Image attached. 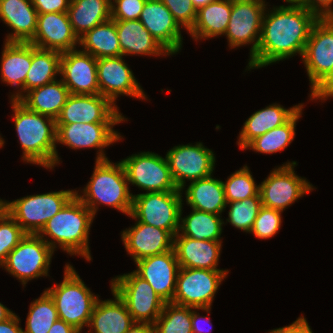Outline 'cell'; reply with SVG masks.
I'll return each mask as SVG.
<instances>
[{"label":"cell","instance_id":"obj_46","mask_svg":"<svg viewBox=\"0 0 333 333\" xmlns=\"http://www.w3.org/2000/svg\"><path fill=\"white\" fill-rule=\"evenodd\" d=\"M295 3L305 7L318 19H333V0H296Z\"/></svg>","mask_w":333,"mask_h":333},{"label":"cell","instance_id":"obj_24","mask_svg":"<svg viewBox=\"0 0 333 333\" xmlns=\"http://www.w3.org/2000/svg\"><path fill=\"white\" fill-rule=\"evenodd\" d=\"M221 248L222 241L196 240L180 232L174 236L173 249L179 267L221 270L217 268Z\"/></svg>","mask_w":333,"mask_h":333},{"label":"cell","instance_id":"obj_50","mask_svg":"<svg viewBox=\"0 0 333 333\" xmlns=\"http://www.w3.org/2000/svg\"><path fill=\"white\" fill-rule=\"evenodd\" d=\"M333 97V73L312 93L310 100H328Z\"/></svg>","mask_w":333,"mask_h":333},{"label":"cell","instance_id":"obj_16","mask_svg":"<svg viewBox=\"0 0 333 333\" xmlns=\"http://www.w3.org/2000/svg\"><path fill=\"white\" fill-rule=\"evenodd\" d=\"M55 121L56 124L122 123L127 119L117 105L101 94H70Z\"/></svg>","mask_w":333,"mask_h":333},{"label":"cell","instance_id":"obj_3","mask_svg":"<svg viewBox=\"0 0 333 333\" xmlns=\"http://www.w3.org/2000/svg\"><path fill=\"white\" fill-rule=\"evenodd\" d=\"M91 210L76 196L51 219L38 235L55 251L58 246L69 255H81L92 260L89 249V232L94 219ZM52 240H48L47 237Z\"/></svg>","mask_w":333,"mask_h":333},{"label":"cell","instance_id":"obj_19","mask_svg":"<svg viewBox=\"0 0 333 333\" xmlns=\"http://www.w3.org/2000/svg\"><path fill=\"white\" fill-rule=\"evenodd\" d=\"M60 75L70 94H99L97 59L82 50L63 52Z\"/></svg>","mask_w":333,"mask_h":333},{"label":"cell","instance_id":"obj_31","mask_svg":"<svg viewBox=\"0 0 333 333\" xmlns=\"http://www.w3.org/2000/svg\"><path fill=\"white\" fill-rule=\"evenodd\" d=\"M185 197L191 208L216 215H221L227 206L222 180L212 175L190 182Z\"/></svg>","mask_w":333,"mask_h":333},{"label":"cell","instance_id":"obj_57","mask_svg":"<svg viewBox=\"0 0 333 333\" xmlns=\"http://www.w3.org/2000/svg\"><path fill=\"white\" fill-rule=\"evenodd\" d=\"M283 1L287 3V2H295L296 0H283Z\"/></svg>","mask_w":333,"mask_h":333},{"label":"cell","instance_id":"obj_55","mask_svg":"<svg viewBox=\"0 0 333 333\" xmlns=\"http://www.w3.org/2000/svg\"><path fill=\"white\" fill-rule=\"evenodd\" d=\"M213 1H215V0H192V3L194 5L195 9L198 11L201 7H204Z\"/></svg>","mask_w":333,"mask_h":333},{"label":"cell","instance_id":"obj_9","mask_svg":"<svg viewBox=\"0 0 333 333\" xmlns=\"http://www.w3.org/2000/svg\"><path fill=\"white\" fill-rule=\"evenodd\" d=\"M110 286L124 301L135 322L154 324L166 303L134 271L113 278Z\"/></svg>","mask_w":333,"mask_h":333},{"label":"cell","instance_id":"obj_1","mask_svg":"<svg viewBox=\"0 0 333 333\" xmlns=\"http://www.w3.org/2000/svg\"><path fill=\"white\" fill-rule=\"evenodd\" d=\"M274 6L262 19L258 48L249 58L248 71L300 54L303 56L313 25L318 18L302 5L287 2Z\"/></svg>","mask_w":333,"mask_h":333},{"label":"cell","instance_id":"obj_21","mask_svg":"<svg viewBox=\"0 0 333 333\" xmlns=\"http://www.w3.org/2000/svg\"><path fill=\"white\" fill-rule=\"evenodd\" d=\"M138 20L170 55L181 50L182 28L160 0H146Z\"/></svg>","mask_w":333,"mask_h":333},{"label":"cell","instance_id":"obj_51","mask_svg":"<svg viewBox=\"0 0 333 333\" xmlns=\"http://www.w3.org/2000/svg\"><path fill=\"white\" fill-rule=\"evenodd\" d=\"M19 325L20 318L14 313L6 321L0 323V333H23V329Z\"/></svg>","mask_w":333,"mask_h":333},{"label":"cell","instance_id":"obj_43","mask_svg":"<svg viewBox=\"0 0 333 333\" xmlns=\"http://www.w3.org/2000/svg\"><path fill=\"white\" fill-rule=\"evenodd\" d=\"M283 211L261 206L250 233L258 239H269L281 228Z\"/></svg>","mask_w":333,"mask_h":333},{"label":"cell","instance_id":"obj_53","mask_svg":"<svg viewBox=\"0 0 333 333\" xmlns=\"http://www.w3.org/2000/svg\"><path fill=\"white\" fill-rule=\"evenodd\" d=\"M126 333H155L154 324L135 322Z\"/></svg>","mask_w":333,"mask_h":333},{"label":"cell","instance_id":"obj_39","mask_svg":"<svg viewBox=\"0 0 333 333\" xmlns=\"http://www.w3.org/2000/svg\"><path fill=\"white\" fill-rule=\"evenodd\" d=\"M155 333H193L191 307L165 303L154 323Z\"/></svg>","mask_w":333,"mask_h":333},{"label":"cell","instance_id":"obj_28","mask_svg":"<svg viewBox=\"0 0 333 333\" xmlns=\"http://www.w3.org/2000/svg\"><path fill=\"white\" fill-rule=\"evenodd\" d=\"M123 56L170 55L139 20H114Z\"/></svg>","mask_w":333,"mask_h":333},{"label":"cell","instance_id":"obj_26","mask_svg":"<svg viewBox=\"0 0 333 333\" xmlns=\"http://www.w3.org/2000/svg\"><path fill=\"white\" fill-rule=\"evenodd\" d=\"M32 62V44L5 42L1 57V80L20 88L11 99L20 100L25 95V78ZM20 91V92H19Z\"/></svg>","mask_w":333,"mask_h":333},{"label":"cell","instance_id":"obj_45","mask_svg":"<svg viewBox=\"0 0 333 333\" xmlns=\"http://www.w3.org/2000/svg\"><path fill=\"white\" fill-rule=\"evenodd\" d=\"M146 0H111L112 20H138Z\"/></svg>","mask_w":333,"mask_h":333},{"label":"cell","instance_id":"obj_25","mask_svg":"<svg viewBox=\"0 0 333 333\" xmlns=\"http://www.w3.org/2000/svg\"><path fill=\"white\" fill-rule=\"evenodd\" d=\"M37 16L31 0H0V18L13 30L4 42L30 43L37 29Z\"/></svg>","mask_w":333,"mask_h":333},{"label":"cell","instance_id":"obj_34","mask_svg":"<svg viewBox=\"0 0 333 333\" xmlns=\"http://www.w3.org/2000/svg\"><path fill=\"white\" fill-rule=\"evenodd\" d=\"M80 45L82 51L91 54L96 59L122 55L116 23L112 19L87 31L79 38Z\"/></svg>","mask_w":333,"mask_h":333},{"label":"cell","instance_id":"obj_8","mask_svg":"<svg viewBox=\"0 0 333 333\" xmlns=\"http://www.w3.org/2000/svg\"><path fill=\"white\" fill-rule=\"evenodd\" d=\"M53 253L54 250L38 234H26L9 252L1 267L25 286L29 280L48 276Z\"/></svg>","mask_w":333,"mask_h":333},{"label":"cell","instance_id":"obj_48","mask_svg":"<svg viewBox=\"0 0 333 333\" xmlns=\"http://www.w3.org/2000/svg\"><path fill=\"white\" fill-rule=\"evenodd\" d=\"M269 333H313V331L306 318L301 315L292 324L270 330Z\"/></svg>","mask_w":333,"mask_h":333},{"label":"cell","instance_id":"obj_52","mask_svg":"<svg viewBox=\"0 0 333 333\" xmlns=\"http://www.w3.org/2000/svg\"><path fill=\"white\" fill-rule=\"evenodd\" d=\"M48 333H81L74 326L66 323L65 321L58 319L54 322Z\"/></svg>","mask_w":333,"mask_h":333},{"label":"cell","instance_id":"obj_13","mask_svg":"<svg viewBox=\"0 0 333 333\" xmlns=\"http://www.w3.org/2000/svg\"><path fill=\"white\" fill-rule=\"evenodd\" d=\"M129 184L146 192L177 191L166 157L153 152H140L120 161Z\"/></svg>","mask_w":333,"mask_h":333},{"label":"cell","instance_id":"obj_4","mask_svg":"<svg viewBox=\"0 0 333 333\" xmlns=\"http://www.w3.org/2000/svg\"><path fill=\"white\" fill-rule=\"evenodd\" d=\"M129 183L121 162L110 160L96 161L93 174L83 195L76 196L96 215L98 205H106L130 215L133 205V194L130 193Z\"/></svg>","mask_w":333,"mask_h":333},{"label":"cell","instance_id":"obj_37","mask_svg":"<svg viewBox=\"0 0 333 333\" xmlns=\"http://www.w3.org/2000/svg\"><path fill=\"white\" fill-rule=\"evenodd\" d=\"M303 106L283 125L253 139L244 149L264 154L280 152L294 140L296 122L302 116Z\"/></svg>","mask_w":333,"mask_h":333},{"label":"cell","instance_id":"obj_49","mask_svg":"<svg viewBox=\"0 0 333 333\" xmlns=\"http://www.w3.org/2000/svg\"><path fill=\"white\" fill-rule=\"evenodd\" d=\"M197 310H203V311H206L207 312V315L209 316L210 314V310H211V307L210 308H193L191 307V325H192V332L193 333H210L212 332V327L208 328L207 330L206 329H203L201 326H200V322L201 323H205V324H211V321H210V318L206 317V316H200L199 313H197ZM195 310V311H194ZM209 313V314H208ZM210 326V325H209Z\"/></svg>","mask_w":333,"mask_h":333},{"label":"cell","instance_id":"obj_47","mask_svg":"<svg viewBox=\"0 0 333 333\" xmlns=\"http://www.w3.org/2000/svg\"><path fill=\"white\" fill-rule=\"evenodd\" d=\"M38 14L68 12L71 0H31Z\"/></svg>","mask_w":333,"mask_h":333},{"label":"cell","instance_id":"obj_30","mask_svg":"<svg viewBox=\"0 0 333 333\" xmlns=\"http://www.w3.org/2000/svg\"><path fill=\"white\" fill-rule=\"evenodd\" d=\"M232 0H215L197 11L194 26L189 31L195 41L224 35L230 20Z\"/></svg>","mask_w":333,"mask_h":333},{"label":"cell","instance_id":"obj_32","mask_svg":"<svg viewBox=\"0 0 333 333\" xmlns=\"http://www.w3.org/2000/svg\"><path fill=\"white\" fill-rule=\"evenodd\" d=\"M69 95L60 79L28 91L19 101L29 110L56 120Z\"/></svg>","mask_w":333,"mask_h":333},{"label":"cell","instance_id":"obj_14","mask_svg":"<svg viewBox=\"0 0 333 333\" xmlns=\"http://www.w3.org/2000/svg\"><path fill=\"white\" fill-rule=\"evenodd\" d=\"M172 179L179 190L185 188L186 179L190 182L213 175L215 155L202 142L195 145H178L166 154Z\"/></svg>","mask_w":333,"mask_h":333},{"label":"cell","instance_id":"obj_33","mask_svg":"<svg viewBox=\"0 0 333 333\" xmlns=\"http://www.w3.org/2000/svg\"><path fill=\"white\" fill-rule=\"evenodd\" d=\"M111 0H71L68 15L78 38L111 19Z\"/></svg>","mask_w":333,"mask_h":333},{"label":"cell","instance_id":"obj_15","mask_svg":"<svg viewBox=\"0 0 333 333\" xmlns=\"http://www.w3.org/2000/svg\"><path fill=\"white\" fill-rule=\"evenodd\" d=\"M266 6L265 0H232L230 20L224 34L231 49L252 44L250 57L256 52Z\"/></svg>","mask_w":333,"mask_h":333},{"label":"cell","instance_id":"obj_20","mask_svg":"<svg viewBox=\"0 0 333 333\" xmlns=\"http://www.w3.org/2000/svg\"><path fill=\"white\" fill-rule=\"evenodd\" d=\"M135 264L137 269L134 272L146 280L166 303L172 302L180 268L174 249L142 258Z\"/></svg>","mask_w":333,"mask_h":333},{"label":"cell","instance_id":"obj_11","mask_svg":"<svg viewBox=\"0 0 333 333\" xmlns=\"http://www.w3.org/2000/svg\"><path fill=\"white\" fill-rule=\"evenodd\" d=\"M296 161L273 169L268 177L259 184V194L262 205L268 208L285 210L304 194L313 189L305 178L295 174Z\"/></svg>","mask_w":333,"mask_h":333},{"label":"cell","instance_id":"obj_35","mask_svg":"<svg viewBox=\"0 0 333 333\" xmlns=\"http://www.w3.org/2000/svg\"><path fill=\"white\" fill-rule=\"evenodd\" d=\"M61 52L32 45V62L25 78V92L56 80L60 74Z\"/></svg>","mask_w":333,"mask_h":333},{"label":"cell","instance_id":"obj_36","mask_svg":"<svg viewBox=\"0 0 333 333\" xmlns=\"http://www.w3.org/2000/svg\"><path fill=\"white\" fill-rule=\"evenodd\" d=\"M224 221L221 215L207 213L192 208L186 217H180L179 232L196 240L222 241V227Z\"/></svg>","mask_w":333,"mask_h":333},{"label":"cell","instance_id":"obj_18","mask_svg":"<svg viewBox=\"0 0 333 333\" xmlns=\"http://www.w3.org/2000/svg\"><path fill=\"white\" fill-rule=\"evenodd\" d=\"M97 79L99 94L108 98L114 105L119 95L142 100L147 98L132 70L125 63L123 55L97 59Z\"/></svg>","mask_w":333,"mask_h":333},{"label":"cell","instance_id":"obj_41","mask_svg":"<svg viewBox=\"0 0 333 333\" xmlns=\"http://www.w3.org/2000/svg\"><path fill=\"white\" fill-rule=\"evenodd\" d=\"M227 205L230 208L226 221L233 227L250 233L259 209L262 206L260 194L258 193L256 196L245 200L229 202Z\"/></svg>","mask_w":333,"mask_h":333},{"label":"cell","instance_id":"obj_10","mask_svg":"<svg viewBox=\"0 0 333 333\" xmlns=\"http://www.w3.org/2000/svg\"><path fill=\"white\" fill-rule=\"evenodd\" d=\"M229 270L180 267L171 303L193 308H210L221 282Z\"/></svg>","mask_w":333,"mask_h":333},{"label":"cell","instance_id":"obj_44","mask_svg":"<svg viewBox=\"0 0 333 333\" xmlns=\"http://www.w3.org/2000/svg\"><path fill=\"white\" fill-rule=\"evenodd\" d=\"M171 11L174 20L187 32L194 26L197 10L192 0H160Z\"/></svg>","mask_w":333,"mask_h":333},{"label":"cell","instance_id":"obj_7","mask_svg":"<svg viewBox=\"0 0 333 333\" xmlns=\"http://www.w3.org/2000/svg\"><path fill=\"white\" fill-rule=\"evenodd\" d=\"M182 190L148 192L133 195L129 217L137 221L169 231L173 236L179 232L182 216Z\"/></svg>","mask_w":333,"mask_h":333},{"label":"cell","instance_id":"obj_58","mask_svg":"<svg viewBox=\"0 0 333 333\" xmlns=\"http://www.w3.org/2000/svg\"><path fill=\"white\" fill-rule=\"evenodd\" d=\"M2 207V199L0 198V208Z\"/></svg>","mask_w":333,"mask_h":333},{"label":"cell","instance_id":"obj_29","mask_svg":"<svg viewBox=\"0 0 333 333\" xmlns=\"http://www.w3.org/2000/svg\"><path fill=\"white\" fill-rule=\"evenodd\" d=\"M302 106L304 105L300 103L286 109L280 104L273 103L254 112L245 121L241 132H239L237 145L241 150H244L253 139L286 123Z\"/></svg>","mask_w":333,"mask_h":333},{"label":"cell","instance_id":"obj_23","mask_svg":"<svg viewBox=\"0 0 333 333\" xmlns=\"http://www.w3.org/2000/svg\"><path fill=\"white\" fill-rule=\"evenodd\" d=\"M121 236L125 250L134 262L173 249L174 236L169 231L139 221L123 230Z\"/></svg>","mask_w":333,"mask_h":333},{"label":"cell","instance_id":"obj_54","mask_svg":"<svg viewBox=\"0 0 333 333\" xmlns=\"http://www.w3.org/2000/svg\"><path fill=\"white\" fill-rule=\"evenodd\" d=\"M14 314L13 311L8 309L5 305L0 302V323L6 321Z\"/></svg>","mask_w":333,"mask_h":333},{"label":"cell","instance_id":"obj_27","mask_svg":"<svg viewBox=\"0 0 333 333\" xmlns=\"http://www.w3.org/2000/svg\"><path fill=\"white\" fill-rule=\"evenodd\" d=\"M114 300H100L94 305L87 333H126L135 323L126 304L111 289Z\"/></svg>","mask_w":333,"mask_h":333},{"label":"cell","instance_id":"obj_12","mask_svg":"<svg viewBox=\"0 0 333 333\" xmlns=\"http://www.w3.org/2000/svg\"><path fill=\"white\" fill-rule=\"evenodd\" d=\"M302 61L312 94L333 73V19H318L313 25Z\"/></svg>","mask_w":333,"mask_h":333},{"label":"cell","instance_id":"obj_2","mask_svg":"<svg viewBox=\"0 0 333 333\" xmlns=\"http://www.w3.org/2000/svg\"><path fill=\"white\" fill-rule=\"evenodd\" d=\"M11 103L15 129L23 150L22 160L47 169L59 165L55 119L29 110L19 100L11 99Z\"/></svg>","mask_w":333,"mask_h":333},{"label":"cell","instance_id":"obj_38","mask_svg":"<svg viewBox=\"0 0 333 333\" xmlns=\"http://www.w3.org/2000/svg\"><path fill=\"white\" fill-rule=\"evenodd\" d=\"M58 319L53 299L43 291L42 295L30 304L23 333H48Z\"/></svg>","mask_w":333,"mask_h":333},{"label":"cell","instance_id":"obj_6","mask_svg":"<svg viewBox=\"0 0 333 333\" xmlns=\"http://www.w3.org/2000/svg\"><path fill=\"white\" fill-rule=\"evenodd\" d=\"M75 194L76 190H61L27 195L11 202L2 200V208L26 234H38Z\"/></svg>","mask_w":333,"mask_h":333},{"label":"cell","instance_id":"obj_22","mask_svg":"<svg viewBox=\"0 0 333 333\" xmlns=\"http://www.w3.org/2000/svg\"><path fill=\"white\" fill-rule=\"evenodd\" d=\"M39 49L66 52L76 49L79 38L74 33L68 12L37 16V29L30 42Z\"/></svg>","mask_w":333,"mask_h":333},{"label":"cell","instance_id":"obj_56","mask_svg":"<svg viewBox=\"0 0 333 333\" xmlns=\"http://www.w3.org/2000/svg\"><path fill=\"white\" fill-rule=\"evenodd\" d=\"M5 142H4V139L1 137L0 135V148L3 147Z\"/></svg>","mask_w":333,"mask_h":333},{"label":"cell","instance_id":"obj_17","mask_svg":"<svg viewBox=\"0 0 333 333\" xmlns=\"http://www.w3.org/2000/svg\"><path fill=\"white\" fill-rule=\"evenodd\" d=\"M118 123H72L56 124V143L71 149L97 148L95 161L108 160L105 147L123 139L113 127Z\"/></svg>","mask_w":333,"mask_h":333},{"label":"cell","instance_id":"obj_5","mask_svg":"<svg viewBox=\"0 0 333 333\" xmlns=\"http://www.w3.org/2000/svg\"><path fill=\"white\" fill-rule=\"evenodd\" d=\"M64 268L63 281L45 291L53 299L59 319L82 332L90 323L98 296L85 285L72 265L67 264Z\"/></svg>","mask_w":333,"mask_h":333},{"label":"cell","instance_id":"obj_40","mask_svg":"<svg viewBox=\"0 0 333 333\" xmlns=\"http://www.w3.org/2000/svg\"><path fill=\"white\" fill-rule=\"evenodd\" d=\"M222 183L227 203L245 200L259 193V185L255 183L247 165L235 171Z\"/></svg>","mask_w":333,"mask_h":333},{"label":"cell","instance_id":"obj_42","mask_svg":"<svg viewBox=\"0 0 333 333\" xmlns=\"http://www.w3.org/2000/svg\"><path fill=\"white\" fill-rule=\"evenodd\" d=\"M26 235L21 226L0 208V266L5 262L9 252L19 244Z\"/></svg>","mask_w":333,"mask_h":333}]
</instances>
